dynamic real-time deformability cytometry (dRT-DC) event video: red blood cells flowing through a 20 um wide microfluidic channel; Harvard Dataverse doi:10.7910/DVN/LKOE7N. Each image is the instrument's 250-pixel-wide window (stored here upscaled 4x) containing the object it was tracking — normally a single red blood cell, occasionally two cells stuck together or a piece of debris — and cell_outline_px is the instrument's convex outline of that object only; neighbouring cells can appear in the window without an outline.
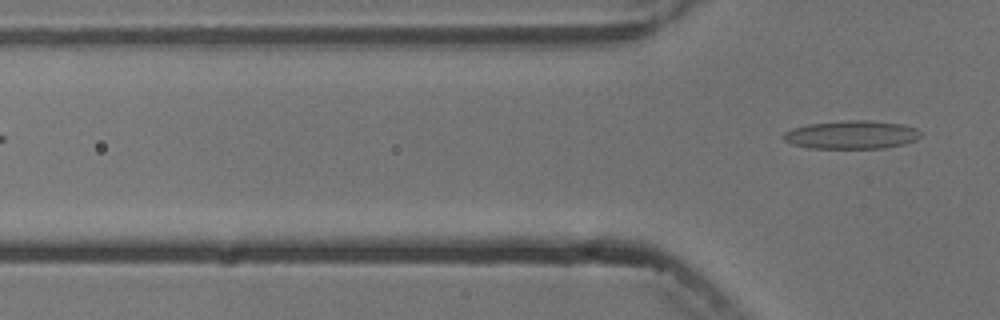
{"species": "common noctule bat (a hibernating species)", "species_latin": "Nyctalus noctula", "temperature_condition": "cold", "stored_images_in_passage": 3, "camera_frame_rate_fps": 3000, "um_per_image_px": 0.085, "animal": {"sex": "male", "body_mass_g": 13.3}, "frame": {"image": 1, "passage_image": 3, "time_ms": 3.0, "image_size_px": [1000, 320], "cell_outline_px": [[920, 136], [916, 140], [904, 144], [884, 148], [808, 148], [792, 144], [784, 140], [784, 132], [792, 128], [808, 124], [848, 120], [872, 120], [900, 124], [916, 128], [920, 132]], "centroid_in_image_um": [72.38, 11.45], "position_along_channel_um": 53.4, "area_um2": 22.6}}